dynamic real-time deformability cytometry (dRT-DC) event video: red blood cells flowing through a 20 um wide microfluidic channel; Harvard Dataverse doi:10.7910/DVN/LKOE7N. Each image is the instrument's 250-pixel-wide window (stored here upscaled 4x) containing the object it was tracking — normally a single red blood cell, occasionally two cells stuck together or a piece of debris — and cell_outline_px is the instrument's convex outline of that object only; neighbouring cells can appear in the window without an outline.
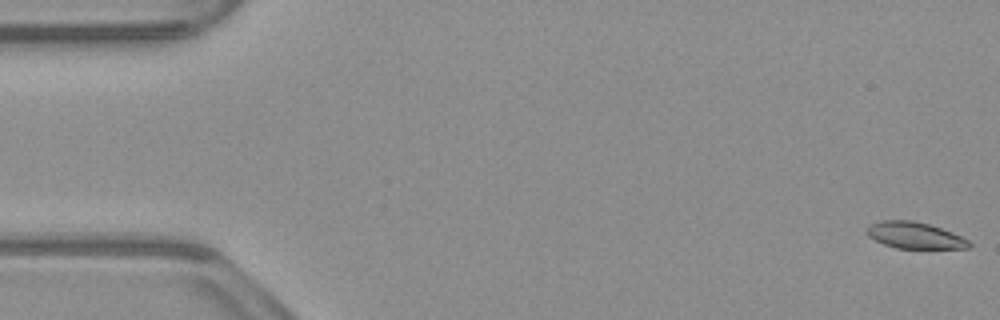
{"species": "common noctule bat (a hibernating species)", "species_latin": "Nyctalus noctula", "temperature_condition": "warm", "stored_images_in_passage": 53, "camera_frame_rate_fps": 3000, "um_per_image_px": 0.085, "animal": {"sex": "male", "body_mass_g": 23.1, "forearm_length_mm": 52.7}, "frame": {"image": 1, "passage_image": 1, "time_ms": 0.0, "image_size_px": [1000, 320], "cell_outline_px": [[972, 244], [968, 248], [896, 248], [884, 244], [868, 236], [868, 228], [872, 224], [880, 220], [912, 220], [928, 224], [952, 232], [968, 240]], "centroid_in_image_um": [77.76, 20.0], "position_along_channel_um": 7.2, "area_um2": 15.49}}
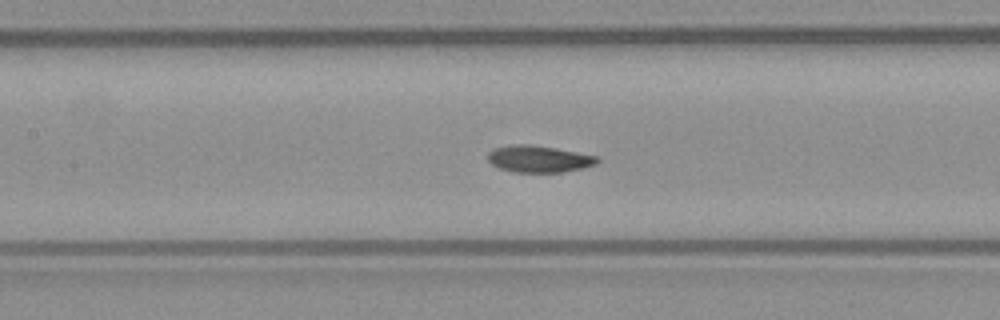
{"frame": {"image": 2, "passage_image": 24, "time_ms": 7.667, "image_size_px": [1000, 320], "cell_outline_px": [[600, 160], [596, 164], [584, 168], [564, 172], [512, 172], [500, 168], [492, 164], [488, 160], [488, 152], [496, 148], [512, 144], [528, 144], [556, 148], [596, 156]], "centroid_in_image_um": [45.81, 13.51], "position_along_channel_um": 161.6, "area_um2": 17.05}}
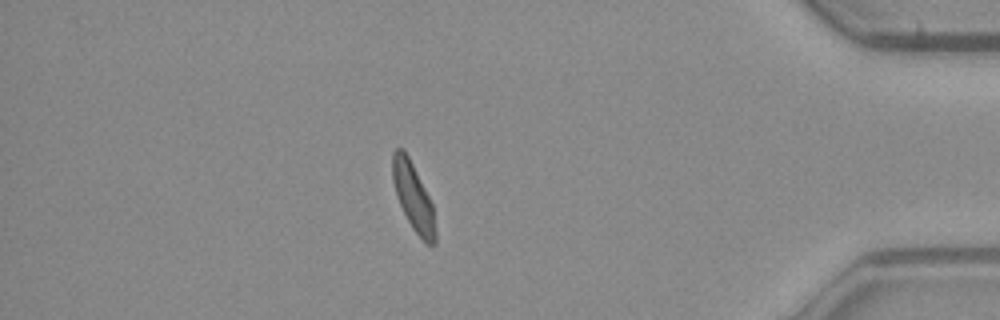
{"frame": {"image": 3, "passage_image": 46, "time_ms": 15.0, "image_size_px": [1000, 320], "cell_outline_px": [[436, 244], [428, 244], [412, 228], [396, 196], [392, 180], [392, 152], [396, 148], [404, 148], [432, 204], [436, 232]], "centroid_in_image_um": [35.1, 16.71], "position_along_channel_um": 400.1, "area_um2": 16.53}, "authors_computed_cell_mechanics": {"area_um2": 16.9932, "velocity_mm_per_s": 3.8824, "shape_relaxation_time_tau1_ms": 2.7446, "shape_relaxation_time_tau2_ms": 2.4652, "deformation_change_tau1": 0.1144, "deformation_change_tau2": 0.067}}